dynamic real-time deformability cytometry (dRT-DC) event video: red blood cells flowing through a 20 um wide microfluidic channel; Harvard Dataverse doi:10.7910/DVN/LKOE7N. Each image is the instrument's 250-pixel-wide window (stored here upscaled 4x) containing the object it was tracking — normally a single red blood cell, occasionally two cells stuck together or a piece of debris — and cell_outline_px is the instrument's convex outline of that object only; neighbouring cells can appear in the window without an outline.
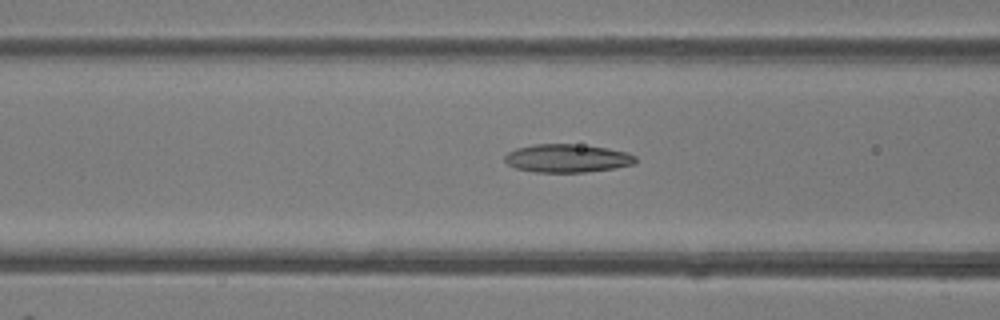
{"species": "common noctule bat (a hibernating species)", "species_latin": "Nyctalus noctula", "temperature_condition": "room temperature", "stored_images_in_passage": 39, "camera_frame_rate_fps": 3000, "um_per_image_px": 0.085, "animal": {"sex": "female"}, "frame": {"image": 1, "passage_image": 19, "time_ms": 6.0, "image_size_px": [1000, 320], "cell_outline_px": [[636, 164], [616, 168], [584, 172], [536, 172], [516, 168], [508, 164], [504, 160], [504, 156], [508, 152], [516, 148], [532, 144], [572, 144], [608, 148], [628, 152], [636, 156]], "centroid_in_image_um": [48.23, 13.45], "position_along_channel_um": 118.4, "area_um2": 21.62}}
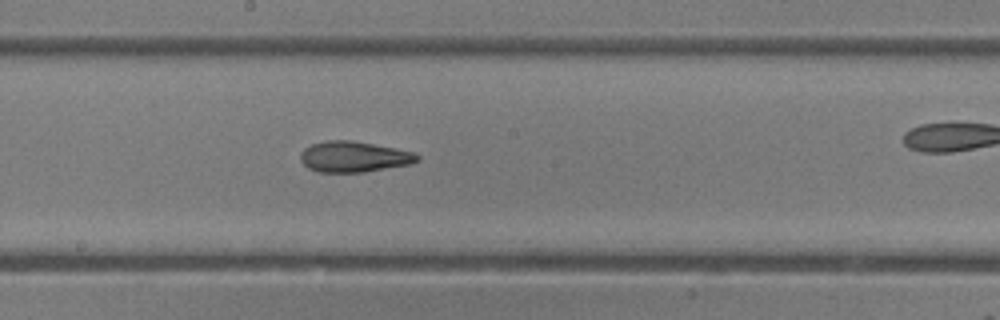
{"frame": {"image": 2, "passage_image": 26, "time_ms": 8.333, "image_size_px": [1000, 320], "cell_outline_px": [[420, 160], [412, 164], [364, 172], [316, 172], [308, 168], [300, 160], [300, 152], [304, 148], [312, 144], [328, 140], [352, 140], [396, 148], [416, 152], [420, 156]], "centroid_in_image_um": [30.1, 13.32], "position_along_channel_um": 218.1, "area_um2": 21.21}}
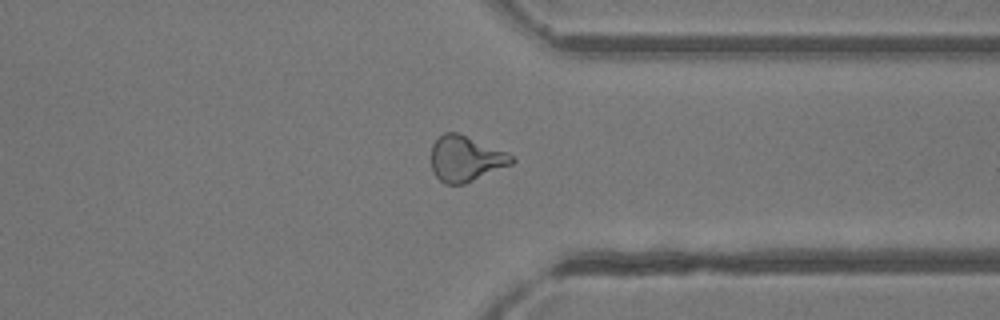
{"frame": {"image": 3, "passage_image": 37, "time_ms": 12.0, "image_size_px": [1000, 320], "cell_outline_px": [[516, 160], [512, 164], [464, 184], [444, 184], [436, 176], [432, 168], [432, 144], [444, 132], [456, 132], [508, 152]], "centroid_in_image_um": [39.59, 13.49], "position_along_channel_um": 371.8, "area_um2": 21.21}}